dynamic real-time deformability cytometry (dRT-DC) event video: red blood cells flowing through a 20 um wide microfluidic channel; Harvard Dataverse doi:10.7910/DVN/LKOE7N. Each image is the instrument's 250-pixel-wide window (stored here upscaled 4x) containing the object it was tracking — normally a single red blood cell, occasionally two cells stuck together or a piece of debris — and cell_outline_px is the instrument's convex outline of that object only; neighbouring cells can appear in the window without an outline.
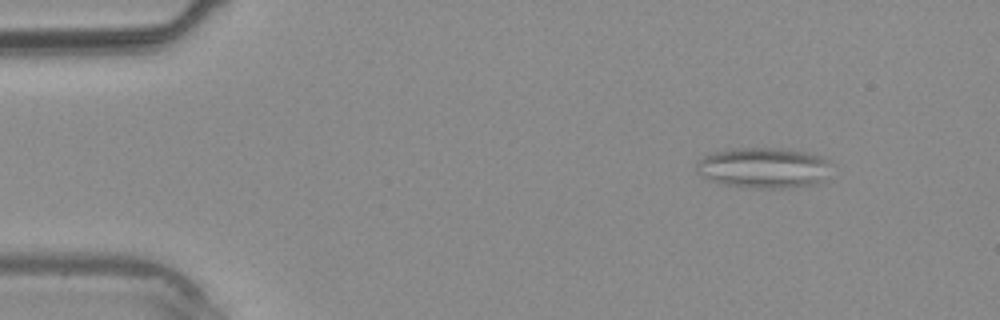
{"species": "common noctule bat (a hibernating species)", "species_latin": "Nyctalus noctula", "temperature_condition": "warm", "stored_images_in_passage": 35, "camera_frame_rate_fps": 3000, "um_per_image_px": 0.085, "animal": {"sex": "male", "body_mass_g": 20.4}, "frame": {"image": 1, "passage_image": 1, "time_ms": 0.0, "image_size_px": [1000, 320], "cell_outline_px": [[832, 164], [820, 184], [792, 188], [740, 188], [724, 184], [700, 176], [696, 172], [696, 164], [704, 156], [712, 152], [732, 148], [784, 148], [804, 152], [820, 156], [828, 160]], "centroid_in_image_um": [64.9, 14.28], "position_along_channel_um": 20.1, "area_um2": 32.37}}
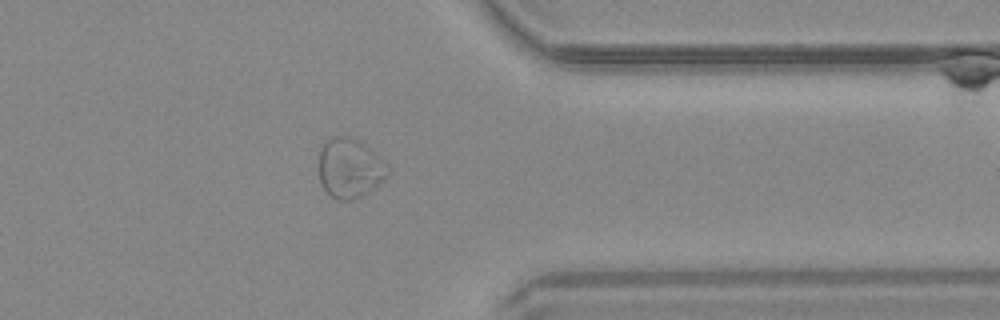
{"frame": {"image": 2, "passage_image": 27, "time_ms": 8.667, "image_size_px": [1000, 320], "cell_outline_px": [[392, 172], [388, 176], [368, 192], [352, 200], [336, 200], [320, 184], [320, 148], [332, 136], [344, 136], [356, 140], [364, 144], [380, 156], [392, 168]], "centroid_in_image_um": [29.78, 14.3], "position_along_channel_um": 381.6, "area_um2": 23.93}}
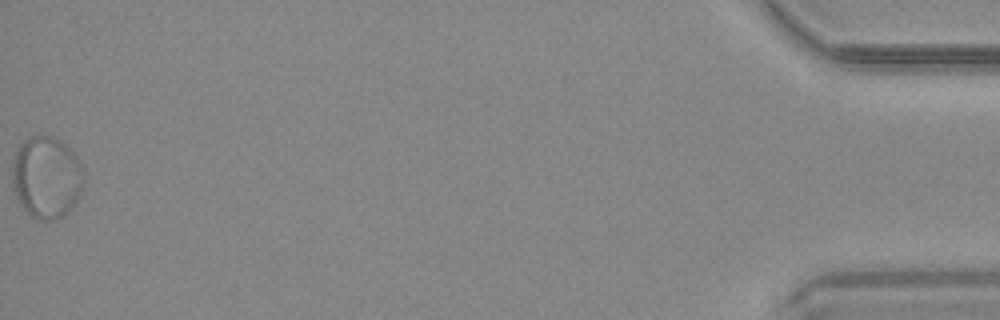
{"frame": {"image": 3, "passage_image": 35, "time_ms": 11.333, "image_size_px": [1000, 320], "cell_outline_px": [[84, 184], [76, 200], [68, 212], [64, 216], [56, 220], [36, 220], [20, 204], [12, 188], [12, 160], [16, 148], [28, 136], [52, 136], [60, 140], [84, 164]], "centroid_in_image_um": [3.95, 15.06], "position_along_channel_um": 431.3, "area_um2": 34.74}}